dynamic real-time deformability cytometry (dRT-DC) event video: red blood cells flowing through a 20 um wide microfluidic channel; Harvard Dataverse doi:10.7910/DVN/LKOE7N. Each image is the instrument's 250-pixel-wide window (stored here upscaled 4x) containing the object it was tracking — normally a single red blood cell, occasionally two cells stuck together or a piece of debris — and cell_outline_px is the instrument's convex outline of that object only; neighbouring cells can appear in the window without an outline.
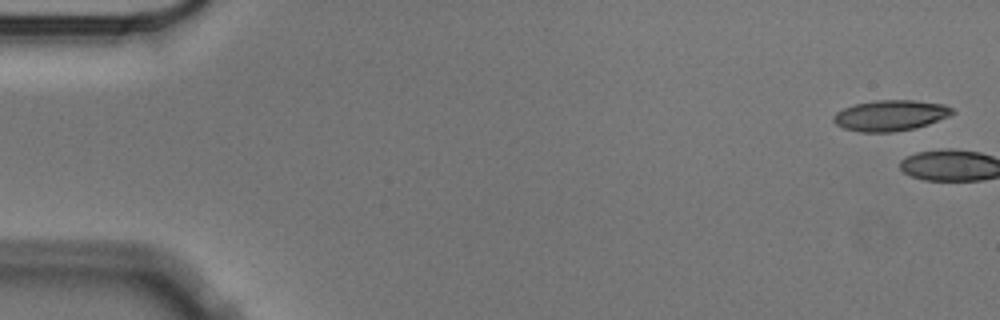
{"species": "Egyptian fruit bat (a non-hibernating species)", "species_latin": "Rousettus aegyptiacus", "temperature_condition": "cold", "stored_images_in_passage": 3, "camera_frame_rate_fps": 3000, "um_per_image_px": 0.085, "animal": {"sex": "male"}, "frame": {"image": 1, "passage_image": 1, "time_ms": 0.0, "image_size_px": [1000, 320], "cell_outline_px": [[956, 112], [948, 116], [928, 124], [912, 128], [892, 132], [860, 132], [844, 128], [836, 124], [832, 120], [832, 116], [836, 112], [844, 108], [856, 104], [876, 100], [916, 100], [944, 104], [952, 108]], "centroid_in_image_um": [75.67, 9.8], "position_along_channel_um": 9.3, "area_um2": 21.21}}